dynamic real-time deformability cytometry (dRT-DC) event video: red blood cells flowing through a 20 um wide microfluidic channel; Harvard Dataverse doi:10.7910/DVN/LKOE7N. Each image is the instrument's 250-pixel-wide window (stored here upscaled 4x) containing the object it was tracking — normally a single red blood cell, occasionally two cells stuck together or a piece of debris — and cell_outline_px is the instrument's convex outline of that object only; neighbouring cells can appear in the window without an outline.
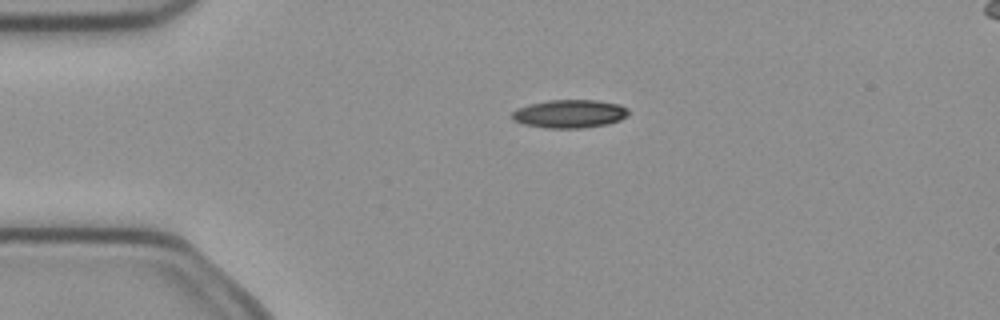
{"species": "common noctule bat (a hibernating species)", "species_latin": "Nyctalus noctula", "temperature_condition": "cold", "stored_images_in_passage": 2, "camera_frame_rate_fps": 3000, "um_per_image_px": 0.085, "animal": {"sex": "female", "body_mass_g": 21.9}, "frame": {"image": 1, "passage_image": 1, "time_ms": 0.0, "image_size_px": [1000, 320], "cell_outline_px": [[628, 116], [620, 120], [608, 124], [584, 128], [544, 128], [524, 124], [512, 120], [512, 112], [516, 108], [528, 104], [548, 100], [596, 100], [620, 104], [628, 108]], "centroid_in_image_um": [48.42, 9.67], "position_along_channel_um": 36.6, "area_um2": 19.42}}